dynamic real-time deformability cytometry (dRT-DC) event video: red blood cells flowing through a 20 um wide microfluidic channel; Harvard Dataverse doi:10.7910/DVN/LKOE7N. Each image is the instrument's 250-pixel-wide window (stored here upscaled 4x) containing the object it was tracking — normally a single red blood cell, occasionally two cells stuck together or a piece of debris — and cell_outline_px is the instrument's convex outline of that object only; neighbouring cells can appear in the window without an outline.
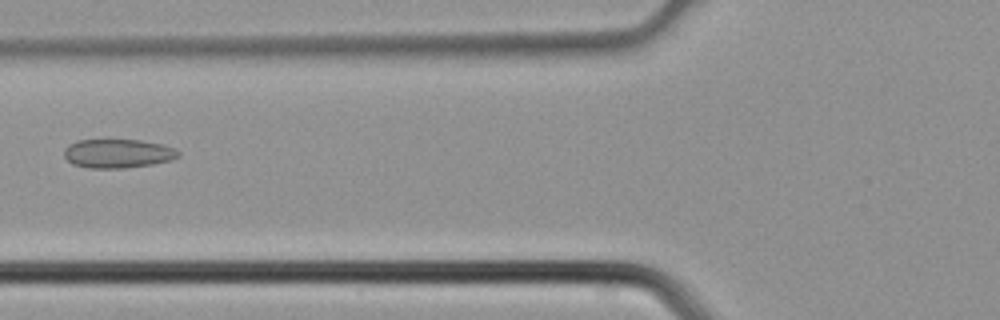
{"species": "common noctule bat (a hibernating species)", "species_latin": "Nyctalus noctula", "temperature_condition": "cold", "stored_images_in_passage": 5, "camera_frame_rate_fps": 3000, "um_per_image_px": 0.085, "animal": {"sex": "male", "body_mass_g": 21.5, "forearm_length_mm": 52.0}, "frame": {"image": 1, "passage_image": 5, "time_ms": 1.333, "image_size_px": [1000, 320], "cell_outline_px": [[180, 156], [172, 160], [152, 164], [124, 168], [88, 168], [72, 164], [64, 156], [64, 148], [68, 144], [76, 140], [140, 140], [160, 144], [176, 148], [180, 152]], "centroid_in_image_um": [10.01, 13.05], "position_along_channel_um": 115.8, "area_um2": 19.36}}